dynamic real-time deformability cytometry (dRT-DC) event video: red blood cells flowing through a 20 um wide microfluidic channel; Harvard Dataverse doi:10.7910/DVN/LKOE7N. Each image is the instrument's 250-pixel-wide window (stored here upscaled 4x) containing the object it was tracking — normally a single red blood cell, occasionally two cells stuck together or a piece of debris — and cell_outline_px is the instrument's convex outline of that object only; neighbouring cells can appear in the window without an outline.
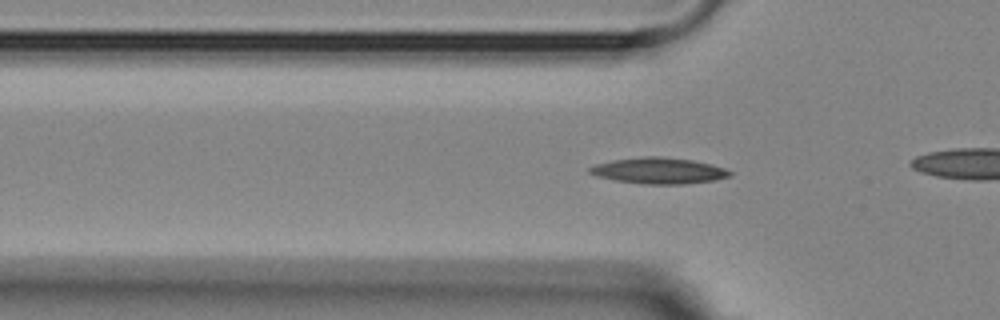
{"species": "Egyptian fruit bat (a non-hibernating species)", "species_latin": "Rousettus aegyptiacus", "temperature_condition": "room temperature", "stored_images_in_passage": 43, "camera_frame_rate_fps": 3000, "um_per_image_px": 0.085, "animal": {"sex": "female"}, "frame": {"image": 1, "passage_image": 4, "time_ms": 1.0, "image_size_px": [1000, 320], "cell_outline_px": [[732, 176], [716, 180], [684, 184], [644, 184], [616, 180], [596, 176], [588, 172], [588, 168], [596, 164], [612, 160], [644, 156], [660, 156], [692, 160], [712, 164], [724, 168], [732, 172]], "centroid_in_image_um": [56.01, 14.51], "position_along_channel_um": 69.8, "area_um2": 21.39}}
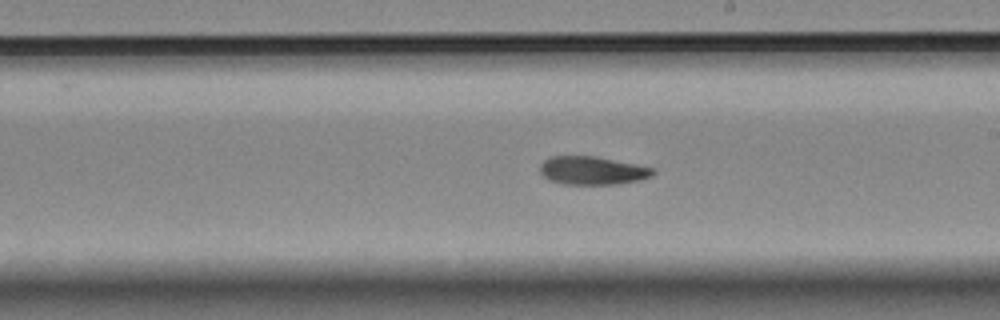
{"frame": {"image": 2, "passage_image": 18, "time_ms": 5.667, "image_size_px": [1000, 320], "cell_outline_px": [[656, 172], [652, 176], [640, 180], [616, 184], [560, 184], [548, 180], [540, 172], [540, 164], [544, 160], [552, 156], [596, 156], [656, 168]], "centroid_in_image_um": [50.36, 14.5], "position_along_channel_um": 238.6, "area_um2": 18.79}}
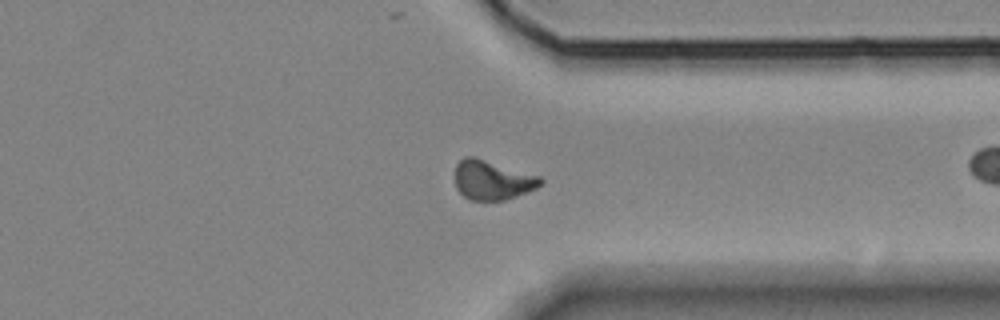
{"frame": {"image": 3, "passage_image": 29, "time_ms": 9.333, "image_size_px": [1000, 320], "cell_outline_px": [[544, 180], [536, 188], [504, 200], [468, 200], [456, 188], [456, 164], [464, 156], [476, 156], [540, 176]], "centroid_in_image_um": [41.83, 15.28], "position_along_channel_um": 369.6, "area_um2": 19.65}, "authors_computed_cell_mechanics": {"area_um2": 18.9006, "velocity_mm_per_s": 3.5968, "shape_relaxation_time_tau1_ms": 9.8747, "shape_relaxation_time_tau2_ms": 8.8161, "deformation_change_tau1": 0.2347, "deformation_change_tau2": 0.1435}}